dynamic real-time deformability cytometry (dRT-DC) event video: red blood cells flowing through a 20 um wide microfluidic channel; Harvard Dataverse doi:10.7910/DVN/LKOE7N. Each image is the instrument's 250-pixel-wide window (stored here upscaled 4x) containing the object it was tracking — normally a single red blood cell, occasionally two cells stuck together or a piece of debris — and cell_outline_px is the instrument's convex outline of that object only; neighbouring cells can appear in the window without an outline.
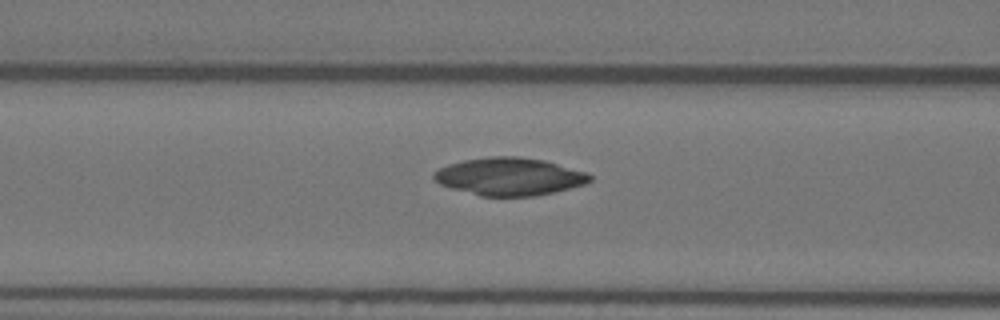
{"species": "Egyptian fruit bat (a non-hibernating species)", "species_latin": "Rousettus aegyptiacus", "temperature_condition": "warm", "stored_images_in_passage": 36, "camera_frame_rate_fps": 3000, "um_per_image_px": 0.085, "animal": {"sex": "female"}, "frame": {"image": 1, "passage_image": 6, "time_ms": 1.667, "image_size_px": [1000, 320], "cell_outline_px": [[592, 180], [584, 184], [536, 196], [480, 196], [452, 188], [440, 184], [432, 180], [432, 172], [448, 164], [464, 160], [492, 156], [520, 156], [544, 160], [588, 172], [592, 176]], "centroid_in_image_um": [43.28, 15.0], "position_along_channel_um": 123.3, "area_um2": 34.33}}
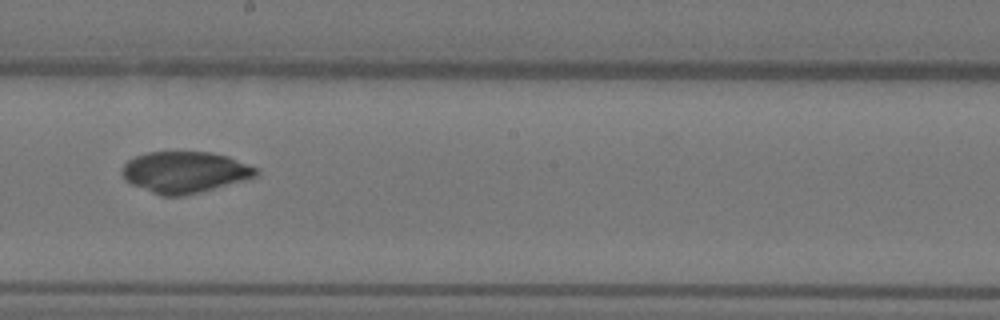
{"frame": {"image": 2, "passage_image": 15, "time_ms": 4.667, "image_size_px": [1000, 320], "cell_outline_px": [[260, 176], [200, 192], [184, 196], [160, 196], [132, 184], [124, 180], [120, 172], [124, 164], [128, 160], [136, 156], [148, 152], [212, 152], [228, 156], [256, 168], [260, 172]], "centroid_in_image_um": [15.7, 14.64], "position_along_channel_um": 232.5, "area_um2": 32.43}}
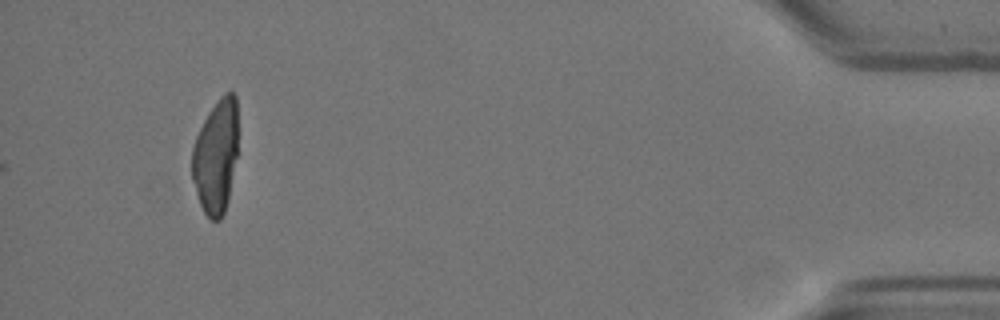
{"frame": {"image": 3, "passage_image": 36, "time_ms": 11.667, "image_size_px": [1000, 320], "cell_outline_px": [[236, 156], [228, 200], [224, 212], [220, 220], [212, 220], [204, 212], [200, 204], [192, 180], [192, 148], [196, 136], [208, 112], [220, 96], [224, 92], [232, 92], [236, 96]], "centroid_in_image_um": [18.33, 13.29], "position_along_channel_um": 416.9, "area_um2": 30.17}}